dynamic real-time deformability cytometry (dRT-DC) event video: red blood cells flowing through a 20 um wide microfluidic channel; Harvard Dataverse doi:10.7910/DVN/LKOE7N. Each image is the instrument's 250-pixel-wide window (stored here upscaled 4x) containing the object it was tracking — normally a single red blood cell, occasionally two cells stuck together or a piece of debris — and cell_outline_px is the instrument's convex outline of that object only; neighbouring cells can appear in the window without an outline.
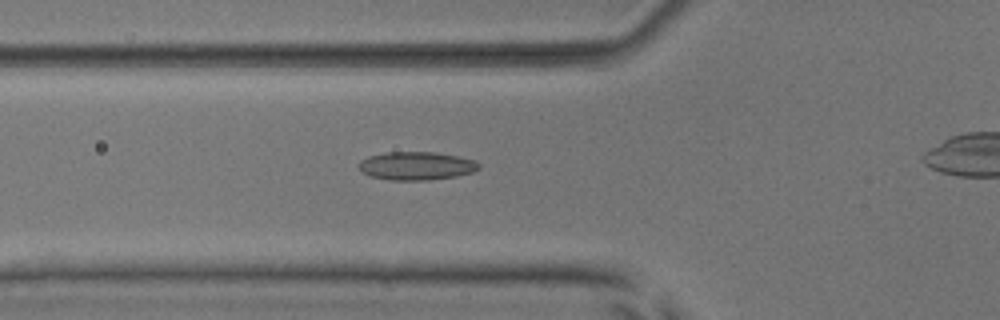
{"species": "common noctule bat (a hibernating species)", "species_latin": "Nyctalus noctula", "temperature_condition": "room temperature", "stored_images_in_passage": 48, "camera_frame_rate_fps": 3000, "um_per_image_px": 0.085, "animal": {"sex": "male", "body_mass_g": 17.9, "forearm_length_mm": 54.2}, "frame": {"image": 1, "passage_image": 20, "time_ms": 6.333, "image_size_px": [1000, 320], "cell_outline_px": [[480, 168], [472, 172], [456, 176], [428, 180], [388, 180], [368, 176], [356, 164], [360, 160], [368, 156], [388, 152], [436, 152], [460, 156], [476, 160], [480, 164]], "centroid_in_image_um": [35.4, 14.09], "position_along_channel_um": 90.4, "area_um2": 20.0}}
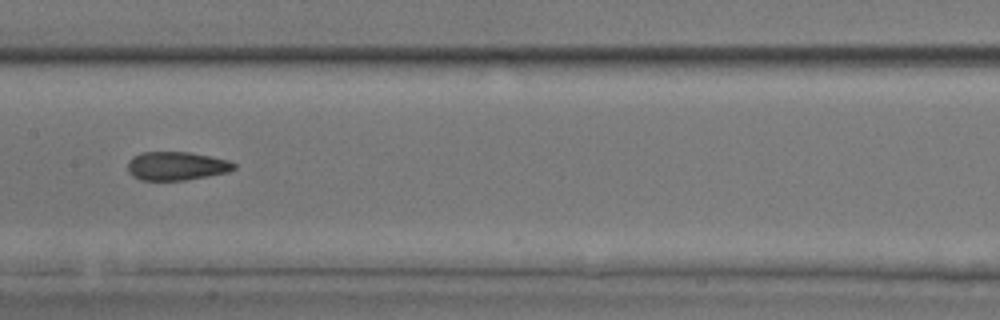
{"frame": {"image": 2, "passage_image": 28, "time_ms": 9.0, "image_size_px": [1000, 320], "cell_outline_px": [[236, 168], [228, 172], [184, 180], [140, 180], [132, 176], [128, 172], [128, 160], [132, 156], [140, 152], [188, 152], [212, 156], [228, 160], [236, 164]], "centroid_in_image_um": [14.98, 14.1], "position_along_channel_um": 192.4, "area_um2": 17.8}}
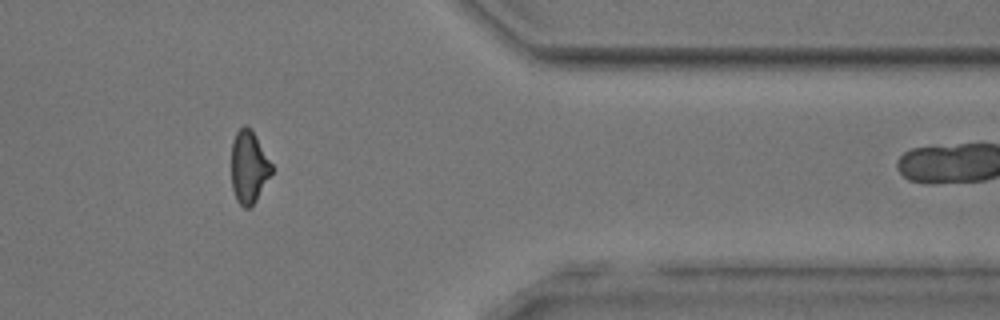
{"frame": {"image": 3, "passage_image": 45, "time_ms": 14.667, "image_size_px": [1000, 320], "cell_outline_px": [[272, 172], [256, 200], [248, 208], [244, 208], [236, 200], [232, 188], [232, 140], [236, 132], [244, 124], [252, 128], [272, 164]], "centroid_in_image_um": [21.14, 14.16], "position_along_channel_um": 390.3, "area_um2": 16.99}, "authors_computed_cell_mechanics": {"area_um2": 18.3804, "velocity_mm_per_s": 3.8184, "shape_relaxation_time_tau1_ms": null, "shape_relaxation_time_tau2_ms": 1.7399, "deformation_change_tau1": null, "deformation_change_tau2": 0.0891}}